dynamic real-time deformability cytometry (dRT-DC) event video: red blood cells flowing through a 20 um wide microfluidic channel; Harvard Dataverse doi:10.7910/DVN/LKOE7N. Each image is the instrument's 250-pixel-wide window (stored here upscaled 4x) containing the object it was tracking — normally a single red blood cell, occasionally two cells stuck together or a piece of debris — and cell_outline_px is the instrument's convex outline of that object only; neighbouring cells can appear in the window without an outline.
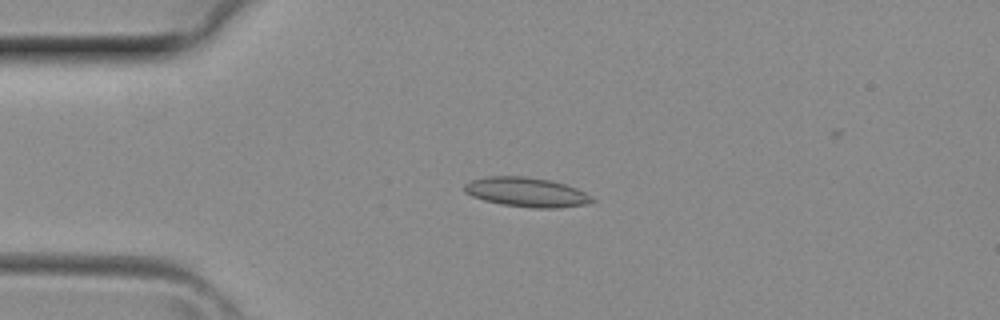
{"species": "common noctule bat (a hibernating species)", "species_latin": "Nyctalus noctula", "temperature_condition": "room temperature", "stored_images_in_passage": 32, "camera_frame_rate_fps": 3000, "um_per_image_px": 0.085, "animal": {"sex": "female", "body_mass_g": 29.2, "forearm_length_mm": 56.3}, "frame": {"image": 1, "passage_image": 6, "time_ms": 1.667, "image_size_px": [1000, 320], "cell_outline_px": [[596, 200], [588, 204], [556, 208], [532, 208], [504, 204], [484, 200], [472, 196], [464, 192], [464, 184], [472, 180], [488, 176], [524, 176], [548, 180], [564, 184], [576, 188], [592, 196]], "centroid_in_image_um": [44.76, 16.34], "position_along_channel_um": 40.2, "area_um2": 21.79}}
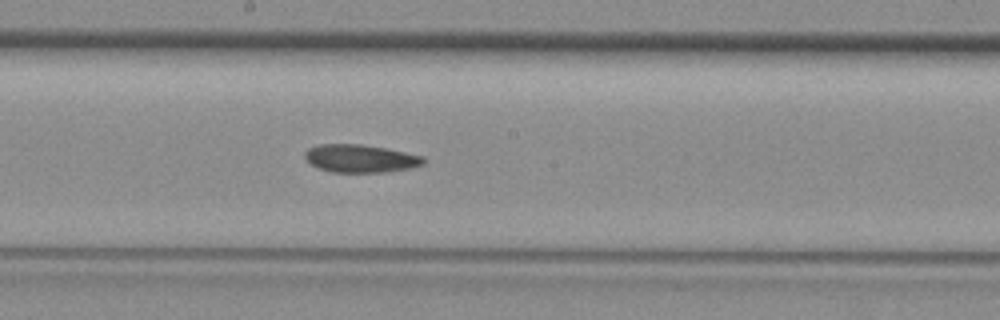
{"frame": {"image": 2, "passage_image": 18, "time_ms": 5.667, "image_size_px": [1000, 320], "cell_outline_px": [[428, 160], [424, 164], [412, 168], [388, 172], [332, 172], [320, 168], [312, 164], [304, 156], [304, 152], [308, 148], [316, 144], [360, 144], [384, 148], [424, 156]], "centroid_in_image_um": [30.67, 13.47], "position_along_channel_um": 217.5, "area_um2": 19.36}}
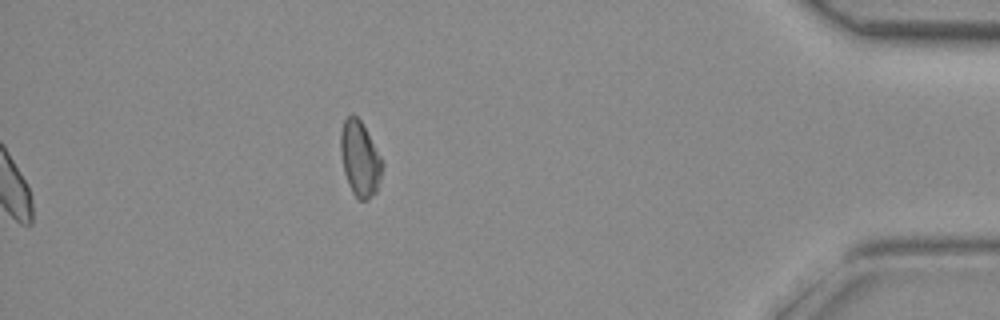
{"frame": {"image": 3, "passage_image": 32, "time_ms": 10.333, "image_size_px": [1000, 320], "cell_outline_px": [[384, 164], [380, 180], [376, 192], [368, 200], [356, 200], [348, 184], [344, 172], [340, 152], [340, 132], [344, 120], [352, 112], [360, 120], [380, 156]], "centroid_in_image_um": [30.58, 13.52], "position_along_channel_um": 404.6, "area_um2": 18.32}}